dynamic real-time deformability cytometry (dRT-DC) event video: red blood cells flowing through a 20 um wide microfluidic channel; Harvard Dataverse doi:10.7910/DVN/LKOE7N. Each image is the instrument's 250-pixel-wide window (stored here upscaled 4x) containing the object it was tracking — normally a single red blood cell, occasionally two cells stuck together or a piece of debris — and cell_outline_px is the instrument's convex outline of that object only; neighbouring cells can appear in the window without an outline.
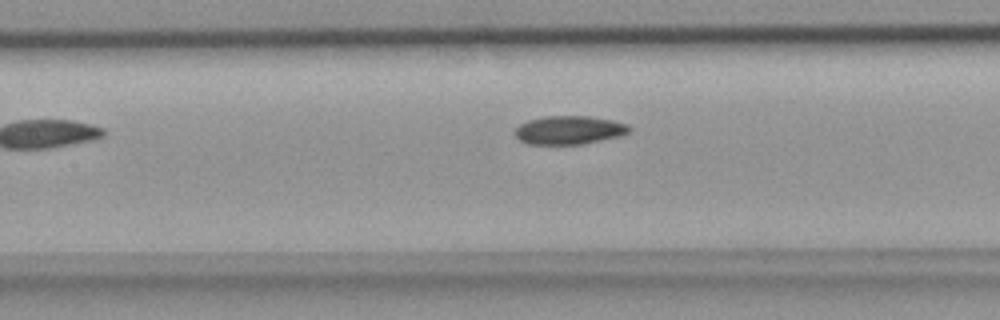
{"species": "common noctule bat (a hibernating species)", "species_latin": "Nyctalus noctula", "temperature_condition": "room temperature", "stored_images_in_passage": 6, "camera_frame_rate_fps": 3000, "um_per_image_px": 0.085, "animal": {"sex": "female", "body_mass_g": 18.4}, "frame": {"image": 1, "passage_image": 6, "time_ms": 1.667, "image_size_px": [1000, 320], "cell_outline_px": [[632, 128], [628, 132], [620, 136], [584, 144], [528, 144], [520, 140], [516, 136], [516, 128], [520, 124], [528, 120], [544, 116], [588, 116], [612, 120], [628, 124]], "centroid_in_image_um": [48.4, 11.05], "position_along_channel_um": 159.0, "area_um2": 18.96}}